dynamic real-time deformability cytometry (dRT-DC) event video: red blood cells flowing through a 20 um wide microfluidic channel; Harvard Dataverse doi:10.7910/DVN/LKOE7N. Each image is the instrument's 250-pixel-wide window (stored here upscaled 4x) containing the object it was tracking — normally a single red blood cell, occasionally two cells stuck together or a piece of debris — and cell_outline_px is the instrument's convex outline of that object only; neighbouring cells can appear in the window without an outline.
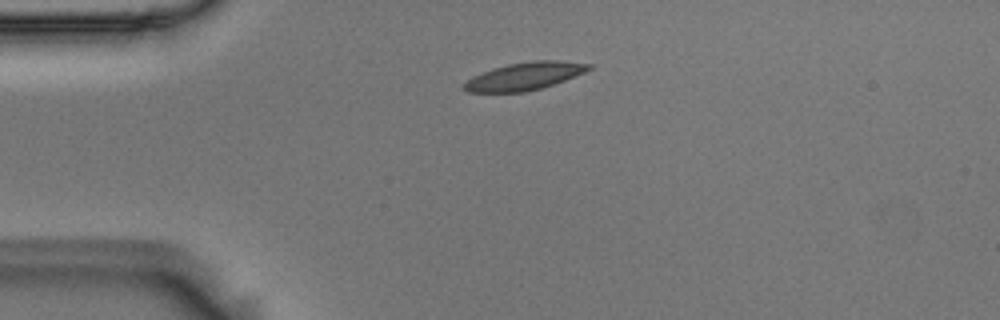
{"species": "Egyptian fruit bat (a non-hibernating species)", "species_latin": "Rousettus aegyptiacus", "temperature_condition": "room temperature", "stored_images_in_passage": 43, "camera_frame_rate_fps": 3000, "um_per_image_px": 0.085, "animal": {"sex": "male"}, "frame": {"image": 1, "passage_image": 1, "time_ms": 0.0, "image_size_px": [1000, 320], "cell_outline_px": [[592, 68], [584, 72], [564, 80], [540, 88], [524, 92], [468, 92], [460, 88], [472, 76], [508, 64], [532, 60], [560, 60], [592, 64]], "centroid_in_image_um": [44.59, 6.47], "position_along_channel_um": 40.4, "area_um2": 19.88}}
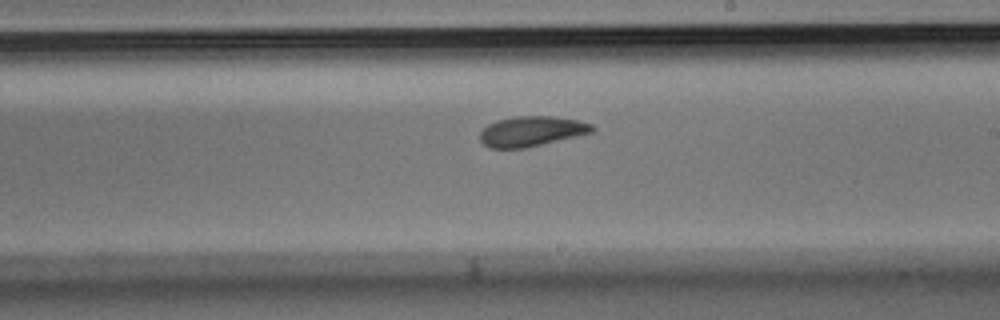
{"frame": {"image": 2, "passage_image": 20, "time_ms": 6.333, "image_size_px": [1000, 320], "cell_outline_px": [[596, 128], [592, 132], [524, 148], [488, 148], [480, 140], [480, 132], [488, 124], [496, 120], [516, 116], [552, 116], [576, 120], [592, 124]], "centroid_in_image_um": [45.14, 11.15], "position_along_channel_um": 243.9, "area_um2": 19.48}}
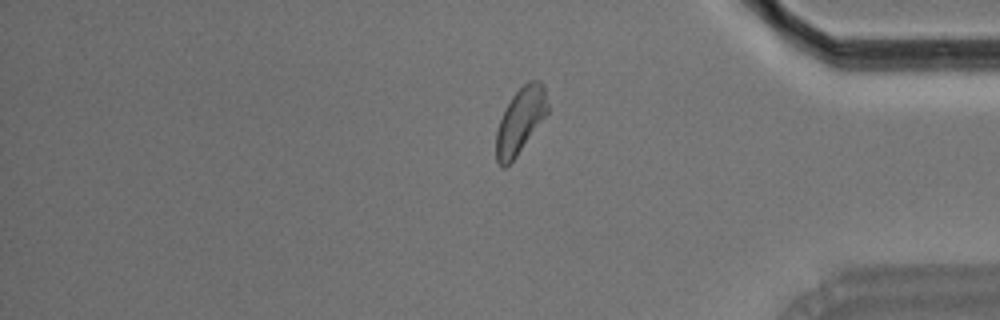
{"frame": {"image": 3, "passage_image": 34, "time_ms": 11.0, "image_size_px": [1000, 320], "cell_outline_px": [[548, 112], [516, 156], [504, 168], [500, 168], [496, 160], [496, 132], [504, 108], [512, 96], [528, 80], [540, 80], [544, 84], [548, 104]], "centroid_in_image_um": [44.22, 10.23], "position_along_channel_um": 391.0, "area_um2": 19.59}, "authors_computed_cell_mechanics": {"area_um2": 19.941, "velocity_mm_per_s": 3.6198, "shape_relaxation_time_tau1_ms": 3.7866, "shape_relaxation_time_tau2_ms": 2.9593, "deformation_change_tau1": 0.1199, "deformation_change_tau2": 0.0945}}